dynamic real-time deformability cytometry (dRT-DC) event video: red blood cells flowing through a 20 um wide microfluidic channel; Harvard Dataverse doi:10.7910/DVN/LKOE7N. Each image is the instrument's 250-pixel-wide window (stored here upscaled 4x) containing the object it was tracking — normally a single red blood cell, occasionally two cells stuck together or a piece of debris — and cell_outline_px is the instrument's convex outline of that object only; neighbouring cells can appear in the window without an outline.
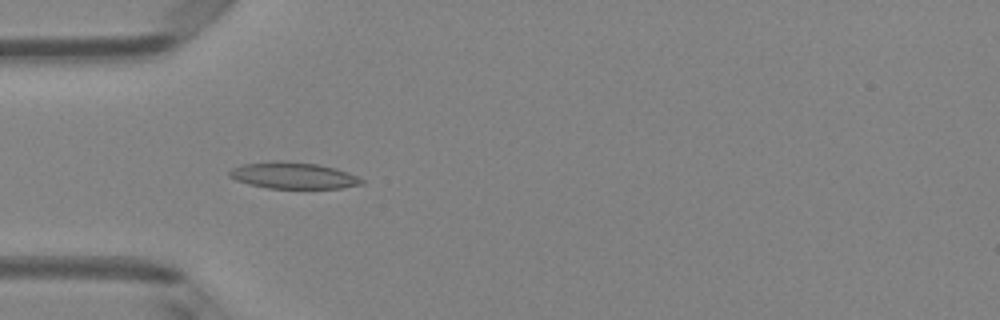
{"species": "Egyptian fruit bat (a non-hibernating species)", "species_latin": "Rousettus aegyptiacus", "temperature_condition": "room temperature", "stored_images_in_passage": 48, "camera_frame_rate_fps": 3000, "um_per_image_px": 0.085, "animal": {"sex": "female"}, "frame": {"image": 1, "passage_image": 14, "time_ms": 4.333, "image_size_px": [1000, 320], "cell_outline_px": [[364, 184], [340, 188], [268, 188], [248, 184], [236, 180], [228, 176], [228, 172], [232, 168], [244, 164], [272, 160], [276, 160], [316, 164], [336, 168], [348, 172], [364, 180]], "centroid_in_image_um": [24.91, 14.91], "position_along_channel_um": 60.1, "area_um2": 20.4}}
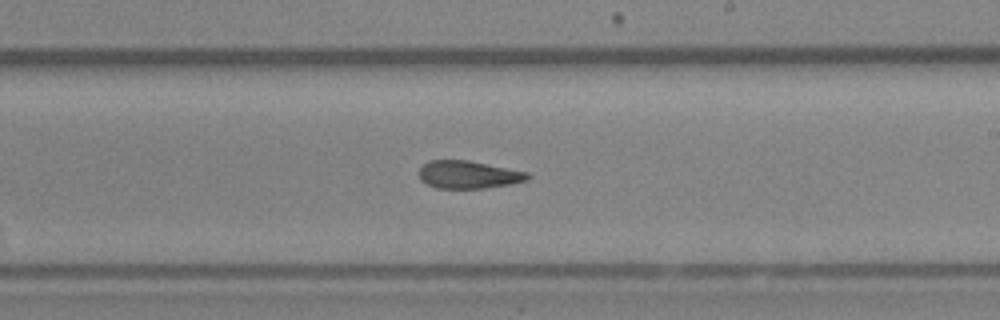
{"frame": {"image": 2, "passage_image": 28, "time_ms": 9.0, "image_size_px": [1000, 320], "cell_outline_px": [[532, 176], [528, 180], [512, 184], [484, 188], [436, 188], [420, 180], [420, 168], [428, 160], [468, 160], [528, 172]], "centroid_in_image_um": [39.85, 14.84], "position_along_channel_um": 249.2, "area_um2": 17.57}}
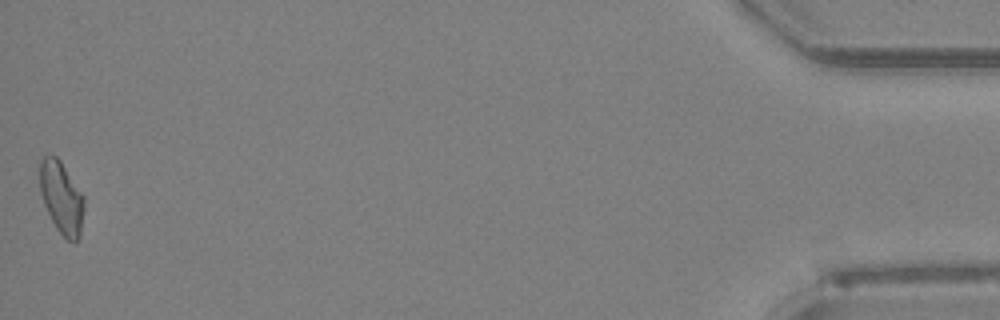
{"frame": {"image": 3, "passage_image": 48, "time_ms": 15.667, "image_size_px": [1000, 320], "cell_outline_px": [[84, 208], [80, 236], [76, 244], [68, 240], [56, 228], [44, 204], [40, 192], [40, 160], [44, 156], [56, 156], [60, 160], [84, 196]], "centroid_in_image_um": [5.24, 16.82], "position_along_channel_um": 430.0, "area_um2": 18.55}, "authors_computed_cell_mechanics": {"area_um2": 18.5538, "velocity_mm_per_s": 4.1337, "shape_relaxation_time_tau1_ms": null, "shape_relaxation_time_tau2_ms": 3.4486, "deformation_change_tau1": null, "deformation_change_tau2": 0.105}}